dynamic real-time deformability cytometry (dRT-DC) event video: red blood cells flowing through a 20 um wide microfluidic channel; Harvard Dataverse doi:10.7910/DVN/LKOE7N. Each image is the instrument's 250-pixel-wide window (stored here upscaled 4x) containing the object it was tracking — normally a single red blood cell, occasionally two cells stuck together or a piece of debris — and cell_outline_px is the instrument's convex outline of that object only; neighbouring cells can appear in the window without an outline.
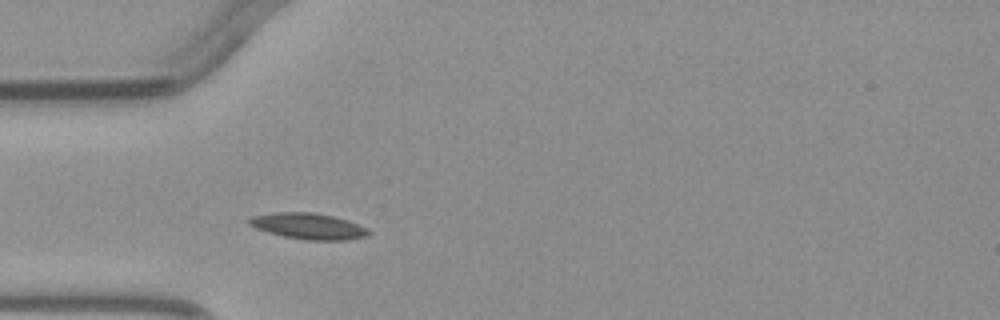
{"species": "common noctule bat (a hibernating species)", "species_latin": "Nyctalus noctula", "temperature_condition": "warm", "stored_images_in_passage": 1, "camera_frame_rate_fps": 3000, "um_per_image_px": 0.085, "animal": {"sex": "male", "body_mass_g": 23.1, "forearm_length_mm": 52.7}, "frame": {"image": 1, "passage_image": 1, "time_ms": 0.0, "image_size_px": [1000, 320], "cell_outline_px": [[372, 232], [368, 236], [348, 240], [304, 240], [284, 236], [268, 232], [256, 228], [248, 224], [244, 220], [252, 216], [272, 212], [312, 212], [332, 216], [348, 220], [368, 228]], "centroid_in_image_um": [26.21, 19.22], "position_along_channel_um": 58.8, "area_um2": 18.38}}